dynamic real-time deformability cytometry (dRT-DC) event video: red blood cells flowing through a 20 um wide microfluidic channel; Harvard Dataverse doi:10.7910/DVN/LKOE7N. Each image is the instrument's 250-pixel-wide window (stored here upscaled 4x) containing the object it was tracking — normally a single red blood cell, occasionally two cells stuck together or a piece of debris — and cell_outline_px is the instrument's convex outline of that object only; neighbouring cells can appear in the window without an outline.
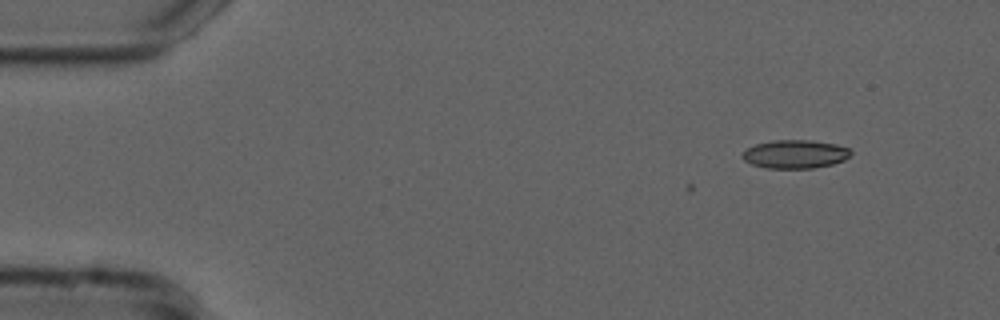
{"species": "common noctule bat (a hibernating species)", "species_latin": "Nyctalus noctula", "temperature_condition": "cold", "stored_images_in_passage": 8, "camera_frame_rate_fps": 3000, "um_per_image_px": 0.085, "animal": {"sex": "male", "forearm_length_mm": 52.5}, "frame": {"image": 1, "passage_image": 1, "time_ms": 0.0, "image_size_px": [1000, 320], "cell_outline_px": [[852, 152], [844, 160], [832, 164], [812, 168], [768, 168], [752, 164], [744, 160], [740, 156], [748, 148], [756, 144], [772, 140], [812, 140], [836, 144], [848, 148]], "centroid_in_image_um": [67.58, 13.09], "position_along_channel_um": 17.4, "area_um2": 17.86}}